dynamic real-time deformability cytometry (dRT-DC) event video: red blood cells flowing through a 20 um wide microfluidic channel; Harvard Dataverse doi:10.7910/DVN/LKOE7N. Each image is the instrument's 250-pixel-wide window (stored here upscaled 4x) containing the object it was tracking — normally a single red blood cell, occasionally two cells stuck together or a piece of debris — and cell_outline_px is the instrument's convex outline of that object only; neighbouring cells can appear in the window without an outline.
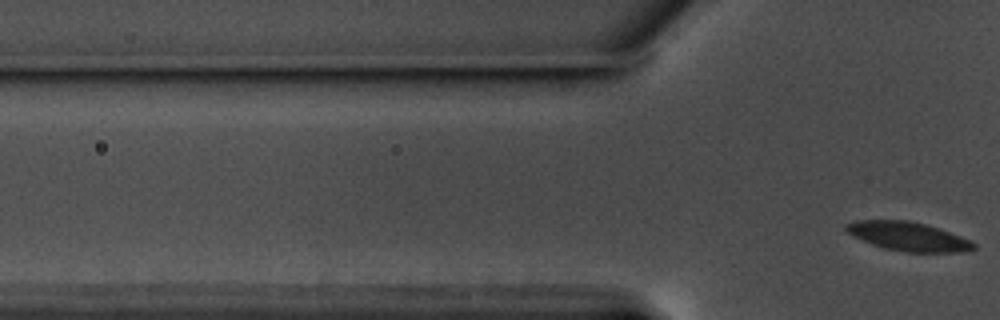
{"species": "common noctule bat (a hibernating species)", "species_latin": "Nyctalus noctula", "temperature_condition": "warm", "stored_images_in_passage": 2, "camera_frame_rate_fps": 3000, "um_per_image_px": 0.085, "animal": {"sex": "male", "body_mass_g": 17.5, "forearm_length_mm": 52.3}, "frame": {"image": 1, "passage_image": 2, "time_ms": 0.333, "image_size_px": [1000, 320], "cell_outline_px": [[976, 248], [964, 252], [908, 252], [884, 248], [872, 244], [852, 236], [844, 228], [844, 224], [856, 220], [908, 220], [924, 224], [960, 236], [976, 244]], "centroid_in_image_um": [77.15, 20.09], "position_along_channel_um": 48.6, "area_um2": 21.27}}